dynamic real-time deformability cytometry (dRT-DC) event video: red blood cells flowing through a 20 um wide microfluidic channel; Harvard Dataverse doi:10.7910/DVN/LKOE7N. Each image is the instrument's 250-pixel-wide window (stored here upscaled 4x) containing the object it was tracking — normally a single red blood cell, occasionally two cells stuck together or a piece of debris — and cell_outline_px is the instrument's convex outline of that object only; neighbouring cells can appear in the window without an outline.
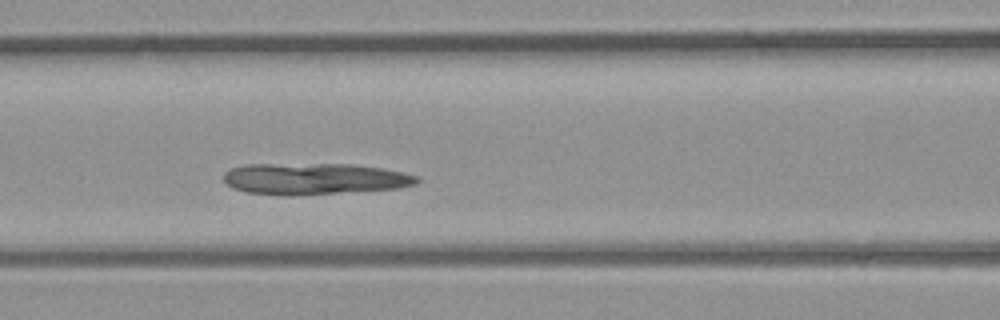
{"species": "common noctule bat (a hibernating species)", "species_latin": "Nyctalus noctula", "temperature_condition": "room temperature", "stored_images_in_passage": 34, "camera_frame_rate_fps": 3000, "um_per_image_px": 0.085, "animal": {"sex": "male", "body_mass_g": 23.1, "forearm_length_mm": 52.7}, "frame": {"image": 1, "passage_image": 11, "time_ms": 3.333, "image_size_px": [1000, 320], "cell_outline_px": [[420, 180], [416, 184], [396, 188], [332, 192], [248, 192], [232, 188], [224, 180], [224, 172], [228, 168], [244, 164], [356, 164], [384, 168], [420, 176]], "centroid_in_image_um": [26.76, 15.13], "position_along_channel_um": 139.8, "area_um2": 33.99}}
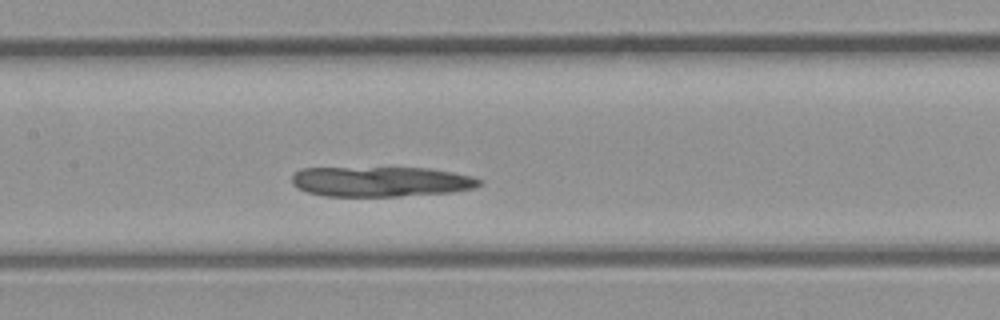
{"frame": {"image": 2, "passage_image": 13, "time_ms": 4.0, "image_size_px": [1000, 320], "cell_outline_px": [[484, 180], [476, 188], [452, 192], [400, 196], [324, 196], [308, 192], [296, 188], [292, 184], [292, 176], [300, 168], [432, 168], [472, 176]], "centroid_in_image_um": [32.39, 15.43], "position_along_channel_um": 175.0, "area_um2": 33.06}}